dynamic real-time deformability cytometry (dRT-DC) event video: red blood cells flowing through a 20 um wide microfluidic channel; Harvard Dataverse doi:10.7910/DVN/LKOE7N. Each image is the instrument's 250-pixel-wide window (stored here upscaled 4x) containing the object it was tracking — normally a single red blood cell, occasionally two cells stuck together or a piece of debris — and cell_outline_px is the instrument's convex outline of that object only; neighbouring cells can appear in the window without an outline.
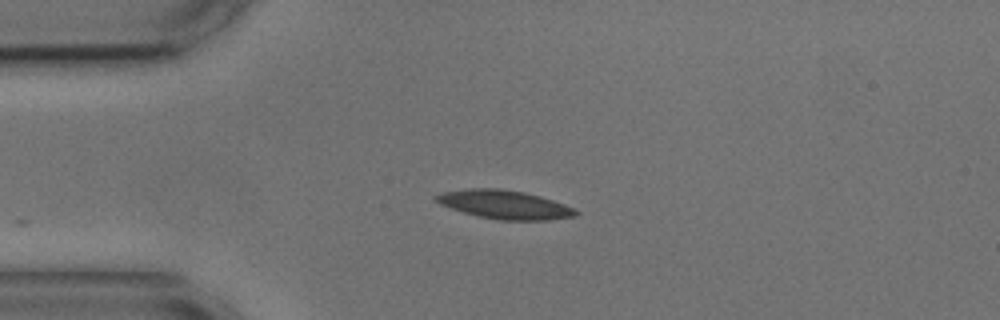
{"species": "common noctule bat (a hibernating species)", "species_latin": "Nyctalus noctula", "temperature_condition": "cold", "stored_images_in_passage": 4, "camera_frame_rate_fps": 3000, "um_per_image_px": 0.085, "animal": {"sex": "male", "body_mass_g": 17.9, "forearm_length_mm": 54.2}, "frame": {"image": 1, "passage_image": 4, "time_ms": 3.667, "image_size_px": [1000, 320], "cell_outline_px": [[580, 212], [576, 216], [548, 220], [500, 220], [480, 216], [464, 212], [440, 204], [432, 196], [444, 192], [472, 188], [500, 188], [524, 192], [540, 196], [564, 204]], "centroid_in_image_um": [42.91, 17.38], "position_along_channel_um": 42.1, "area_um2": 23.06}}